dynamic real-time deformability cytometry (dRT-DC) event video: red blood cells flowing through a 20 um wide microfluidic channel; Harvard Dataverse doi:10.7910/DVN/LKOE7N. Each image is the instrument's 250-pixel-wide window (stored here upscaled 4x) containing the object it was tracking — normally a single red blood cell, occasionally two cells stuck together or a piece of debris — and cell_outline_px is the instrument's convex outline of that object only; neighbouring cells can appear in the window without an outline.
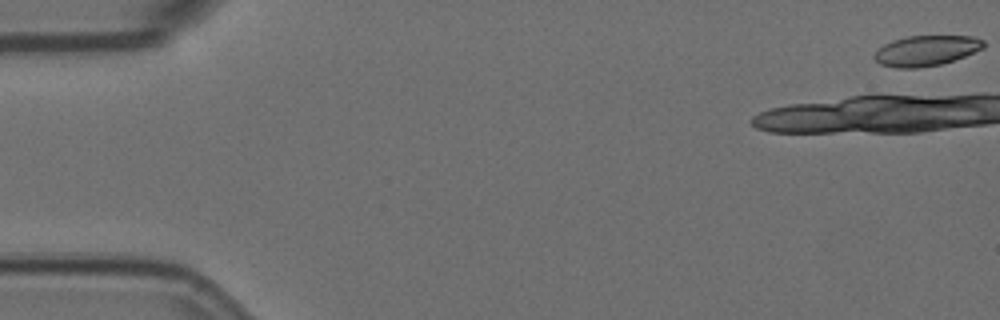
{"species": "Egyptian fruit bat (a non-hibernating species)", "species_latin": "Rousettus aegyptiacus", "temperature_condition": "room temperature", "stored_images_in_passage": 20, "camera_frame_rate_fps": 3000, "um_per_image_px": 0.085, "animal": {"sex": "female"}, "frame": {"image": 1, "passage_image": 1, "time_ms": 0.0, "image_size_px": [1000, 320], "cell_outline_px": [[984, 48], [964, 56], [940, 64], [916, 68], [896, 68], [880, 64], [872, 56], [884, 44], [892, 40], [908, 36], [972, 36], [984, 40]], "centroid_in_image_um": [78.71, 4.3], "position_along_channel_um": 6.3, "area_um2": 19.19}}